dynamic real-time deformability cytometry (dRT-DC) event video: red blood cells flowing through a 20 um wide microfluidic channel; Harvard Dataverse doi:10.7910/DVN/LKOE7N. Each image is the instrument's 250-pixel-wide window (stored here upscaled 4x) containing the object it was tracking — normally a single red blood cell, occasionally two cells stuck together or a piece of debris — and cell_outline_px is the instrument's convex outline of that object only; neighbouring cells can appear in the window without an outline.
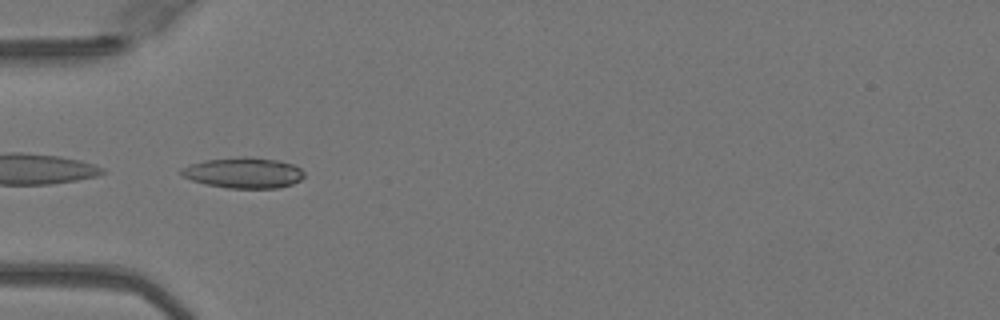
{"species": "Egyptian fruit bat (a non-hibernating species)", "species_latin": "Rousettus aegyptiacus", "temperature_condition": "warm", "stored_images_in_passage": 44, "camera_frame_rate_fps": 3000, "um_per_image_px": 0.085, "animal": {"sex": "female"}, "frame": {"image": 1, "passage_image": 10, "time_ms": 3.0, "image_size_px": [1000, 320], "cell_outline_px": [[304, 176], [300, 180], [292, 184], [276, 188], [228, 188], [204, 184], [192, 180], [184, 176], [180, 172], [180, 168], [204, 160], [240, 156], [248, 156], [280, 160], [292, 164], [300, 168], [304, 172]], "centroid_in_image_um": [20.71, 14.68], "position_along_channel_um": 64.3, "area_um2": 22.08}}
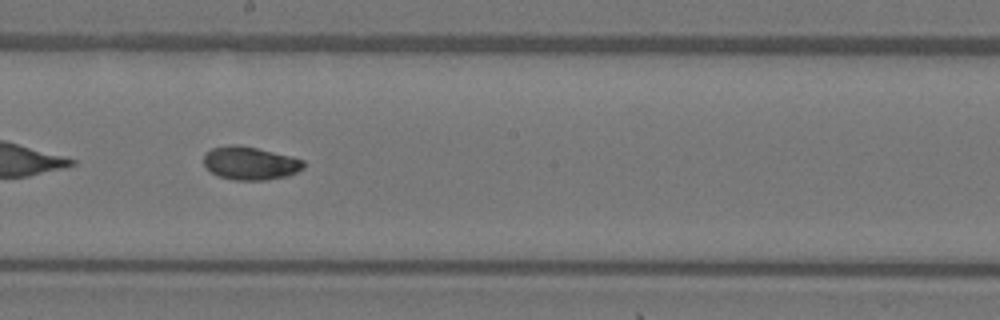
{"frame": {"image": 2, "passage_image": 22, "time_ms": 7.0, "image_size_px": [1000, 320], "cell_outline_px": [[304, 168], [288, 176], [264, 180], [236, 180], [216, 176], [204, 164], [204, 156], [212, 148], [232, 144], [236, 144], [256, 148], [292, 156], [304, 160]], "centroid_in_image_um": [21.28, 13.87], "position_along_channel_um": 226.9, "area_um2": 19.25}}
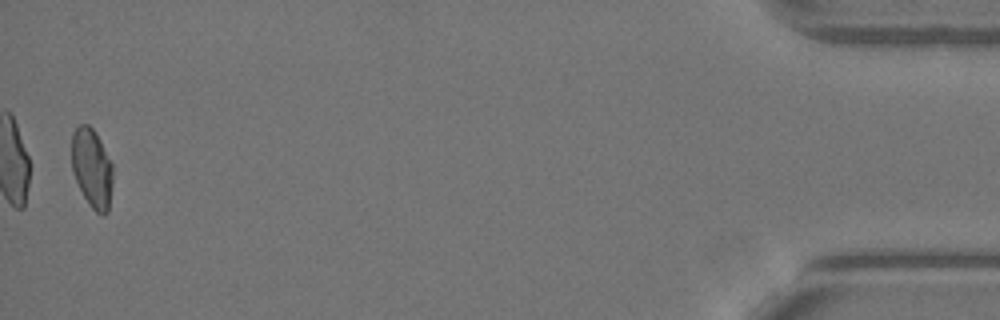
{"frame": {"image": 3, "passage_image": 43, "time_ms": 14.0, "image_size_px": [1000, 320], "cell_outline_px": [[112, 184], [108, 212], [104, 216], [96, 212], [88, 204], [72, 172], [72, 132], [80, 124], [88, 124], [96, 132], [112, 164]], "centroid_in_image_um": [7.81, 14.3], "position_along_channel_um": 427.4, "area_um2": 18.96}, "authors_computed_cell_mechanics": {"area_um2": 19.4497, "velocity_mm_per_s": 4.1063, "shape_relaxation_time_tau1_ms": 5.2954, "shape_relaxation_time_tau2_ms": 1.5271, "deformation_change_tau1": 0.1826, "deformation_change_tau2": 0.044}}